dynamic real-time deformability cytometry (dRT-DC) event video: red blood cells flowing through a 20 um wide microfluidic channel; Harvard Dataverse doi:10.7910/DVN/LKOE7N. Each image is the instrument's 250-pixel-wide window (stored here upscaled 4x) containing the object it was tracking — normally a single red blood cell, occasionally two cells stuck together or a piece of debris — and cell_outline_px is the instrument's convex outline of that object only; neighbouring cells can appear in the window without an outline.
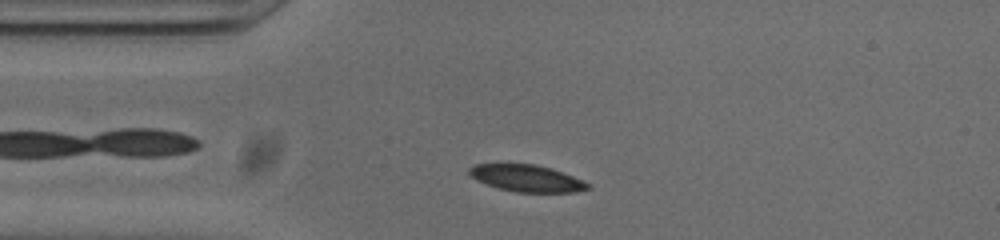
{"species": "common noctule bat (a hibernating species)", "species_latin": "Nyctalus noctula", "temperature_condition": "cold", "stored_images_in_passage": 46, "camera_frame_rate_fps": 3000, "um_per_image_px": 0.085, "animal": {"sex": "male", "body_mass_g": 20.0, "forearm_length_mm": 53.3}, "frame": {"image": 1, "passage_image": 5, "time_ms": 1.333, "image_size_px": [1000, 240], "cell_outline_px": [[588, 188], [572, 192], [516, 192], [500, 188], [476, 180], [468, 172], [468, 168], [476, 164], [536, 164], [552, 168], [572, 176], [588, 184]], "centroid_in_image_um": [44.72, 15.14], "position_along_channel_um": 40.3, "area_um2": 18.15}}
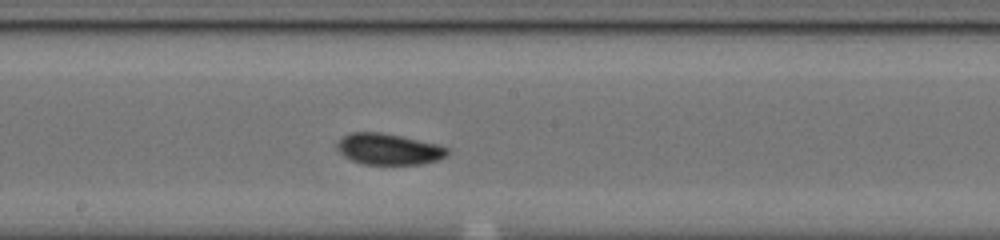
{"frame": {"image": 2, "passage_image": 20, "time_ms": 6.333, "image_size_px": [1000, 240], "cell_outline_px": [[448, 152], [444, 156], [436, 160], [420, 164], [364, 164], [352, 160], [344, 156], [336, 148], [336, 144], [340, 136], [348, 132], [380, 132], [400, 136], [436, 144], [448, 148]], "centroid_in_image_um": [32.95, 12.66], "position_along_channel_um": 215.3, "area_um2": 19.88}}
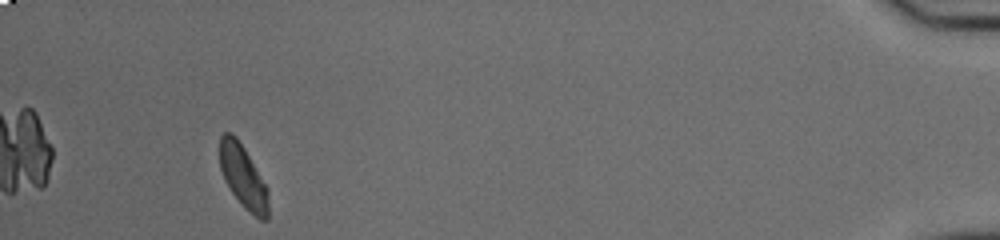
{"frame": {"image": 3, "passage_image": 42, "time_ms": 13.667, "image_size_px": [1000, 240], "cell_outline_px": [[268, 220], [260, 220], [244, 208], [232, 192], [224, 180], [220, 168], [220, 136], [224, 132], [232, 132], [236, 136], [244, 148], [268, 188]], "centroid_in_image_um": [20.67, 15.02], "position_along_channel_um": 414.5, "area_um2": 17.86}, "authors_computed_cell_mechanics": {"area_um2": 18.9006, "velocity_mm_per_s": 3.8168, "shape_relaxation_time_tau1_ms": 5.1639, "shape_relaxation_time_tau2_ms": 5.6528, "deformation_change_tau1": 0.1117, "deformation_change_tau2": 0.0784}}